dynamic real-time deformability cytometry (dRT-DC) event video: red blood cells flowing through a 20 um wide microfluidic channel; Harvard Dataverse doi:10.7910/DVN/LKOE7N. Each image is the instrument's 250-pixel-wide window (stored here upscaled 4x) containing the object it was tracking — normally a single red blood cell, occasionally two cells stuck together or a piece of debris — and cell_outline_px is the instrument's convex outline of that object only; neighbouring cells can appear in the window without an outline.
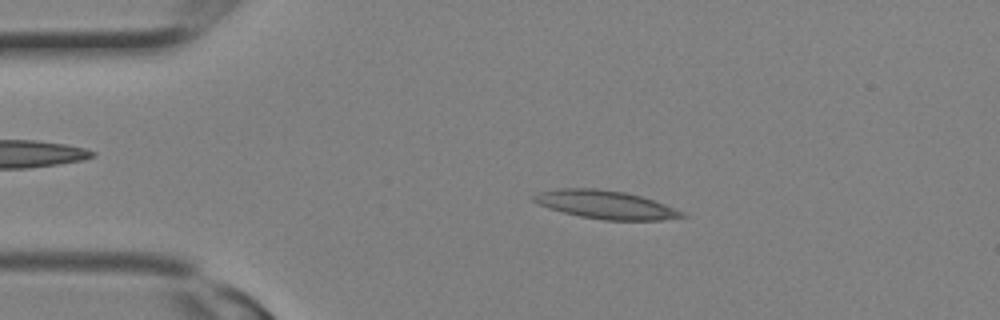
{"species": "Egyptian fruit bat (a non-hibernating species)", "species_latin": "Rousettus aegyptiacus", "temperature_condition": "room temperature", "stored_images_in_passage": 2, "segment_of_instrument_passage": [1, 2], "camera_frame_rate_fps": 3000, "um_per_image_px": 0.085, "animal": {"sex": "female"}, "frame": {"image": 1, "passage_image": 1, "time_ms": 0.0, "image_size_px": [1000, 320], "cell_outline_px": [[688, 216], [664, 220], [604, 220], [580, 216], [548, 208], [532, 200], [532, 196], [540, 192], [560, 188], [596, 188], [624, 192], [640, 196], [664, 204], [684, 212]], "centroid_in_image_um": [51.49, 17.4], "position_along_channel_um": 33.5, "area_um2": 24.22}}